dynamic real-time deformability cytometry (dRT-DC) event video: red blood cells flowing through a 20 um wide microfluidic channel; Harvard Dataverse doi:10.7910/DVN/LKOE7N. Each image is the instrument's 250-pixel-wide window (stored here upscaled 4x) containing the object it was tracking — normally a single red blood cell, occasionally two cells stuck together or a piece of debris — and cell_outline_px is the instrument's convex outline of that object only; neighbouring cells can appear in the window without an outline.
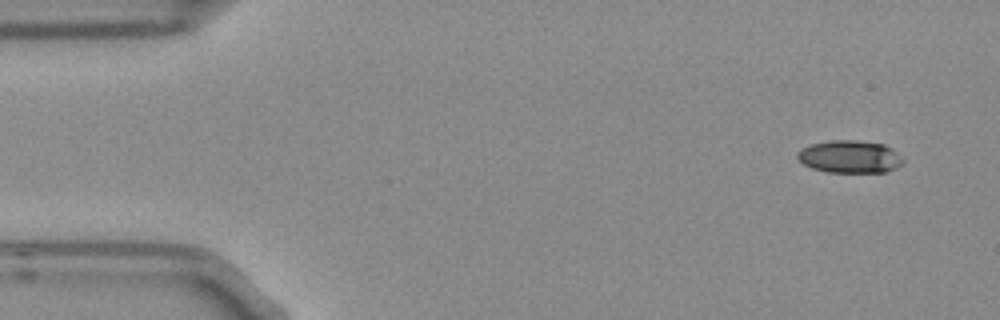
{"species": "Egyptian fruit bat (a non-hibernating species)", "species_latin": "Rousettus aegyptiacus", "temperature_condition": "room temperature", "stored_images_in_passage": 5, "camera_frame_rate_fps": 3000, "um_per_image_px": 0.085, "frame": {"image": 1, "passage_image": 1, "time_ms": 0.0, "image_size_px": [1000, 320], "cell_outline_px": [[904, 160], [896, 168], [888, 172], [828, 172], [812, 168], [796, 160], [796, 152], [800, 148], [812, 144], [832, 140], [856, 140], [884, 144], [892, 148]], "centroid_in_image_um": [72.2, 13.32], "position_along_channel_um": 12.8, "area_um2": 20.17}}
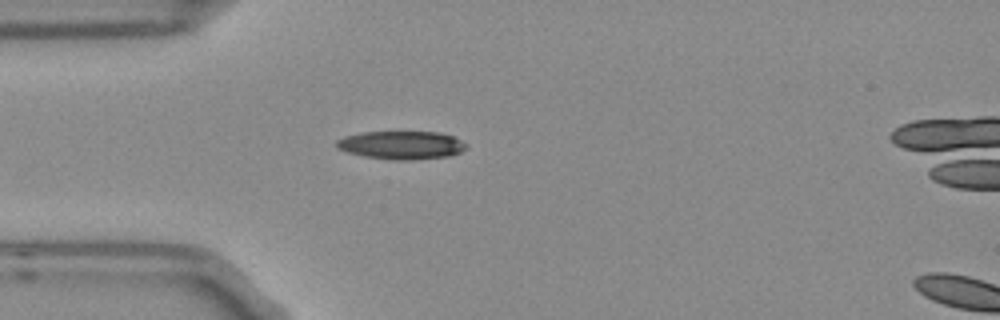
{"frame": {"image": 2, "passage_image": 4, "time_ms": 1.0, "image_size_px": [1000, 320], "cell_outline_px": [[468, 148], [460, 152], [448, 156], [412, 160], [392, 160], [364, 156], [348, 152], [336, 148], [336, 140], [344, 136], [360, 132], [440, 132], [452, 136], [468, 144]], "centroid_in_image_um": [34.12, 12.33], "position_along_channel_um": 50.9, "area_um2": 21.44}}